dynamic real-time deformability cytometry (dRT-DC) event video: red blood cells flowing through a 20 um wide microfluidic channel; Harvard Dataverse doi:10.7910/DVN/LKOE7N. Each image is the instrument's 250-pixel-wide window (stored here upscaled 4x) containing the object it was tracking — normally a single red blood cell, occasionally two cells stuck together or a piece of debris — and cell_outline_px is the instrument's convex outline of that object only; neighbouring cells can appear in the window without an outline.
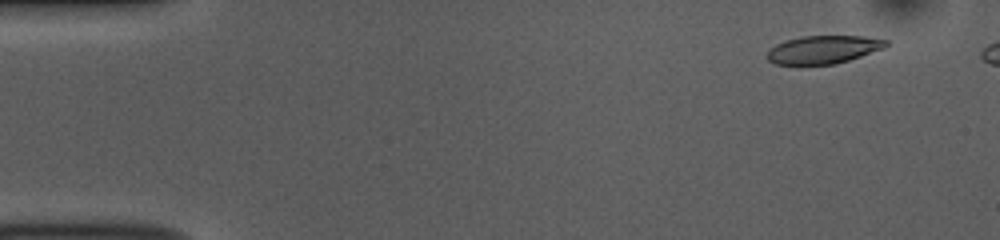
{"species": "common noctule bat (a hibernating species)", "species_latin": "Nyctalus noctula", "temperature_condition": "room temperature", "stored_images_in_passage": 48, "camera_frame_rate_fps": 3000, "um_per_image_px": 0.085, "animal": {"sex": "female", "body_mass_g": 10.0, "forearm_length_mm": 53.1}, "frame": {"image": 1, "passage_image": 3, "time_ms": 0.667, "image_size_px": [1000, 240], "cell_outline_px": [[888, 44], [884, 48], [836, 64], [776, 64], [768, 60], [764, 56], [768, 48], [776, 44], [800, 36], [864, 36], [888, 40]], "centroid_in_image_um": [69.94, 4.21], "position_along_channel_um": 15.1, "area_um2": 19.42}}
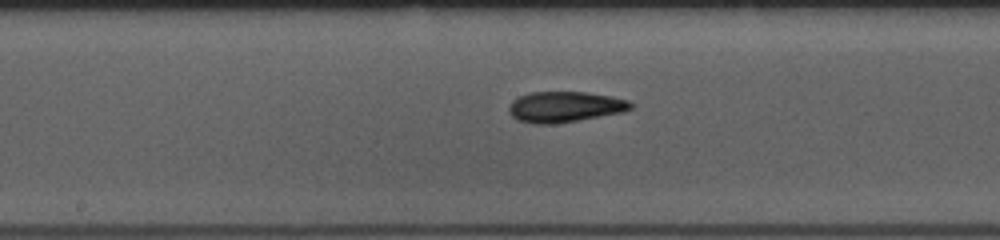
{"frame": {"image": 2, "passage_image": 26, "time_ms": 8.333, "image_size_px": [1000, 240], "cell_outline_px": [[632, 108], [624, 112], [556, 124], [536, 124], [516, 120], [508, 112], [508, 108], [512, 100], [528, 92], [584, 92], [612, 96], [628, 100], [632, 104]], "centroid_in_image_um": [47.99, 9.08], "position_along_channel_um": 200.2, "area_um2": 21.96}}
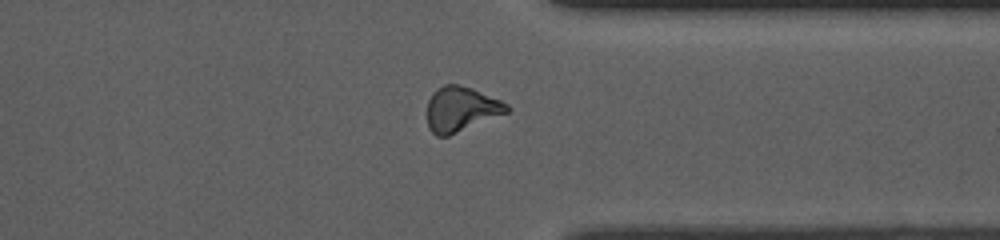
{"frame": {"image": 3, "passage_image": 40, "time_ms": 13.0, "image_size_px": [1000, 240], "cell_outline_px": [[512, 108], [508, 112], [448, 136], [436, 136], [428, 128], [428, 100], [432, 92], [444, 84], [456, 84], [472, 88], [500, 100], [508, 104]], "centroid_in_image_um": [39.18, 9.27], "position_along_channel_um": 372.2, "area_um2": 20.75}, "authors_computed_cell_mechanics": {"area_um2": 20.808, "velocity_mm_per_s": 3.7537, "shape_relaxation_time_tau1_ms": 6.0819, "shape_relaxation_time_tau2_ms": 1.7767, "deformation_change_tau1": 0.1914, "deformation_change_tau2": 0.0876}}